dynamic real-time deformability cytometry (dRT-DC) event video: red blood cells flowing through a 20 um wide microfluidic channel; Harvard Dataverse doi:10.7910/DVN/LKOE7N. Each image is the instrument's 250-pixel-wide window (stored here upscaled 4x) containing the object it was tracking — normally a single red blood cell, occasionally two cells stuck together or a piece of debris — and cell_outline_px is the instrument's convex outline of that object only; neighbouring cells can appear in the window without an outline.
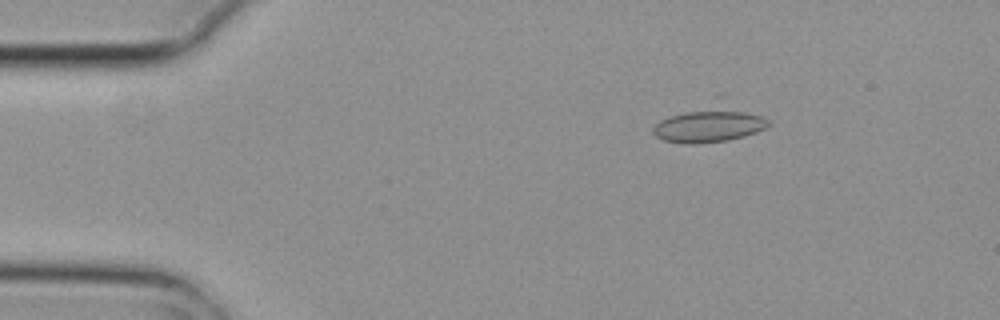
{"species": "common noctule bat (a hibernating species)", "species_latin": "Nyctalus noctula", "temperature_condition": "cold", "stored_images_in_passage": 3, "camera_frame_rate_fps": 3000, "um_per_image_px": 0.085, "animal": {"sex": "female", "body_mass_g": 29.2, "forearm_length_mm": 56.3}, "frame": {"image": 1, "passage_image": 1, "time_ms": 0.0, "image_size_px": [1000, 320], "cell_outline_px": [[772, 124], [756, 132], [744, 136], [728, 140], [696, 144], [684, 144], [664, 140], [656, 136], [652, 132], [652, 128], [660, 120], [724, 92], [764, 116]], "centroid_in_image_um": [60.44, 10.37], "position_along_channel_um": 24.6, "area_um2": 26.88}}